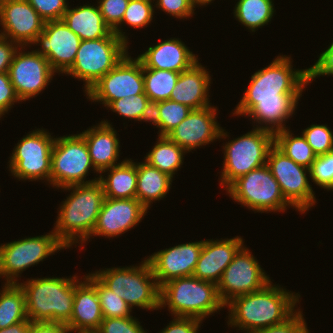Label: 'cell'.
<instances>
[{
	"label": "cell",
	"instance_id": "cell-21",
	"mask_svg": "<svg viewBox=\"0 0 333 333\" xmlns=\"http://www.w3.org/2000/svg\"><path fill=\"white\" fill-rule=\"evenodd\" d=\"M148 209L136 198L112 199L105 197L98 215L95 228L89 237H118L143 220Z\"/></svg>",
	"mask_w": 333,
	"mask_h": 333
},
{
	"label": "cell",
	"instance_id": "cell-13",
	"mask_svg": "<svg viewBox=\"0 0 333 333\" xmlns=\"http://www.w3.org/2000/svg\"><path fill=\"white\" fill-rule=\"evenodd\" d=\"M267 166L279 183L283 196L296 211L303 214L315 206V192L307 177H310V169L294 162L275 144L269 150Z\"/></svg>",
	"mask_w": 333,
	"mask_h": 333
},
{
	"label": "cell",
	"instance_id": "cell-42",
	"mask_svg": "<svg viewBox=\"0 0 333 333\" xmlns=\"http://www.w3.org/2000/svg\"><path fill=\"white\" fill-rule=\"evenodd\" d=\"M101 333H148L137 318H104L98 329Z\"/></svg>",
	"mask_w": 333,
	"mask_h": 333
},
{
	"label": "cell",
	"instance_id": "cell-27",
	"mask_svg": "<svg viewBox=\"0 0 333 333\" xmlns=\"http://www.w3.org/2000/svg\"><path fill=\"white\" fill-rule=\"evenodd\" d=\"M62 20L81 40L108 37L113 31L104 22L96 4H84L72 8L69 6Z\"/></svg>",
	"mask_w": 333,
	"mask_h": 333
},
{
	"label": "cell",
	"instance_id": "cell-38",
	"mask_svg": "<svg viewBox=\"0 0 333 333\" xmlns=\"http://www.w3.org/2000/svg\"><path fill=\"white\" fill-rule=\"evenodd\" d=\"M301 132L316 156H322L333 151V132L326 124L312 123Z\"/></svg>",
	"mask_w": 333,
	"mask_h": 333
},
{
	"label": "cell",
	"instance_id": "cell-19",
	"mask_svg": "<svg viewBox=\"0 0 333 333\" xmlns=\"http://www.w3.org/2000/svg\"><path fill=\"white\" fill-rule=\"evenodd\" d=\"M45 22L27 0H0V35L19 46L30 47Z\"/></svg>",
	"mask_w": 333,
	"mask_h": 333
},
{
	"label": "cell",
	"instance_id": "cell-4",
	"mask_svg": "<svg viewBox=\"0 0 333 333\" xmlns=\"http://www.w3.org/2000/svg\"><path fill=\"white\" fill-rule=\"evenodd\" d=\"M25 294L26 314L31 322L66 325L71 318L75 294V275L31 278L18 283Z\"/></svg>",
	"mask_w": 333,
	"mask_h": 333
},
{
	"label": "cell",
	"instance_id": "cell-43",
	"mask_svg": "<svg viewBox=\"0 0 333 333\" xmlns=\"http://www.w3.org/2000/svg\"><path fill=\"white\" fill-rule=\"evenodd\" d=\"M44 21L62 20L68 9L67 0H27Z\"/></svg>",
	"mask_w": 333,
	"mask_h": 333
},
{
	"label": "cell",
	"instance_id": "cell-33",
	"mask_svg": "<svg viewBox=\"0 0 333 333\" xmlns=\"http://www.w3.org/2000/svg\"><path fill=\"white\" fill-rule=\"evenodd\" d=\"M291 132L290 128L275 131L274 144L294 162L310 169L317 156L303 134L295 136Z\"/></svg>",
	"mask_w": 333,
	"mask_h": 333
},
{
	"label": "cell",
	"instance_id": "cell-50",
	"mask_svg": "<svg viewBox=\"0 0 333 333\" xmlns=\"http://www.w3.org/2000/svg\"><path fill=\"white\" fill-rule=\"evenodd\" d=\"M29 333H70L64 324L53 322H32Z\"/></svg>",
	"mask_w": 333,
	"mask_h": 333
},
{
	"label": "cell",
	"instance_id": "cell-34",
	"mask_svg": "<svg viewBox=\"0 0 333 333\" xmlns=\"http://www.w3.org/2000/svg\"><path fill=\"white\" fill-rule=\"evenodd\" d=\"M179 75L175 71L143 68L144 92L149 100L160 102L170 99Z\"/></svg>",
	"mask_w": 333,
	"mask_h": 333
},
{
	"label": "cell",
	"instance_id": "cell-3",
	"mask_svg": "<svg viewBox=\"0 0 333 333\" xmlns=\"http://www.w3.org/2000/svg\"><path fill=\"white\" fill-rule=\"evenodd\" d=\"M60 189L71 192L59 205L53 232L67 249L77 243L83 247L95 228L105 198L103 186L98 180Z\"/></svg>",
	"mask_w": 333,
	"mask_h": 333
},
{
	"label": "cell",
	"instance_id": "cell-26",
	"mask_svg": "<svg viewBox=\"0 0 333 333\" xmlns=\"http://www.w3.org/2000/svg\"><path fill=\"white\" fill-rule=\"evenodd\" d=\"M75 275V294L70 321L65 325L70 333L99 329L104 317L96 288L83 276ZM83 280V281H82Z\"/></svg>",
	"mask_w": 333,
	"mask_h": 333
},
{
	"label": "cell",
	"instance_id": "cell-30",
	"mask_svg": "<svg viewBox=\"0 0 333 333\" xmlns=\"http://www.w3.org/2000/svg\"><path fill=\"white\" fill-rule=\"evenodd\" d=\"M157 139L152 150L144 156V161L174 178L181 169L187 152L167 136H158Z\"/></svg>",
	"mask_w": 333,
	"mask_h": 333
},
{
	"label": "cell",
	"instance_id": "cell-53",
	"mask_svg": "<svg viewBox=\"0 0 333 333\" xmlns=\"http://www.w3.org/2000/svg\"><path fill=\"white\" fill-rule=\"evenodd\" d=\"M196 6H206V5H209L210 3H212L214 0H192Z\"/></svg>",
	"mask_w": 333,
	"mask_h": 333
},
{
	"label": "cell",
	"instance_id": "cell-41",
	"mask_svg": "<svg viewBox=\"0 0 333 333\" xmlns=\"http://www.w3.org/2000/svg\"><path fill=\"white\" fill-rule=\"evenodd\" d=\"M129 0H98L97 5L106 25L114 31L122 22Z\"/></svg>",
	"mask_w": 333,
	"mask_h": 333
},
{
	"label": "cell",
	"instance_id": "cell-14",
	"mask_svg": "<svg viewBox=\"0 0 333 333\" xmlns=\"http://www.w3.org/2000/svg\"><path fill=\"white\" fill-rule=\"evenodd\" d=\"M144 92L143 65L140 60L124 58L108 73L101 77L86 93L87 99L108 107L113 101Z\"/></svg>",
	"mask_w": 333,
	"mask_h": 333
},
{
	"label": "cell",
	"instance_id": "cell-46",
	"mask_svg": "<svg viewBox=\"0 0 333 333\" xmlns=\"http://www.w3.org/2000/svg\"><path fill=\"white\" fill-rule=\"evenodd\" d=\"M17 102L21 101L11 84L8 72L0 73V120Z\"/></svg>",
	"mask_w": 333,
	"mask_h": 333
},
{
	"label": "cell",
	"instance_id": "cell-29",
	"mask_svg": "<svg viewBox=\"0 0 333 333\" xmlns=\"http://www.w3.org/2000/svg\"><path fill=\"white\" fill-rule=\"evenodd\" d=\"M173 178L147 162H137L136 199L147 209L169 193Z\"/></svg>",
	"mask_w": 333,
	"mask_h": 333
},
{
	"label": "cell",
	"instance_id": "cell-16",
	"mask_svg": "<svg viewBox=\"0 0 333 333\" xmlns=\"http://www.w3.org/2000/svg\"><path fill=\"white\" fill-rule=\"evenodd\" d=\"M24 49L26 46L18 48L8 70L11 84L21 102L37 97L56 73L45 56L35 50Z\"/></svg>",
	"mask_w": 333,
	"mask_h": 333
},
{
	"label": "cell",
	"instance_id": "cell-47",
	"mask_svg": "<svg viewBox=\"0 0 333 333\" xmlns=\"http://www.w3.org/2000/svg\"><path fill=\"white\" fill-rule=\"evenodd\" d=\"M333 76V42L321 52L318 60L309 68L310 82L320 76Z\"/></svg>",
	"mask_w": 333,
	"mask_h": 333
},
{
	"label": "cell",
	"instance_id": "cell-40",
	"mask_svg": "<svg viewBox=\"0 0 333 333\" xmlns=\"http://www.w3.org/2000/svg\"><path fill=\"white\" fill-rule=\"evenodd\" d=\"M317 186L333 191V151L317 156L310 168V178Z\"/></svg>",
	"mask_w": 333,
	"mask_h": 333
},
{
	"label": "cell",
	"instance_id": "cell-51",
	"mask_svg": "<svg viewBox=\"0 0 333 333\" xmlns=\"http://www.w3.org/2000/svg\"><path fill=\"white\" fill-rule=\"evenodd\" d=\"M159 102L154 100H149L146 104L145 109L140 117V122H150L152 125L156 126L159 130Z\"/></svg>",
	"mask_w": 333,
	"mask_h": 333
},
{
	"label": "cell",
	"instance_id": "cell-15",
	"mask_svg": "<svg viewBox=\"0 0 333 333\" xmlns=\"http://www.w3.org/2000/svg\"><path fill=\"white\" fill-rule=\"evenodd\" d=\"M269 282V275H266L249 248L243 245L224 270L217 283V289L221 301L226 306L234 298L261 290Z\"/></svg>",
	"mask_w": 333,
	"mask_h": 333
},
{
	"label": "cell",
	"instance_id": "cell-31",
	"mask_svg": "<svg viewBox=\"0 0 333 333\" xmlns=\"http://www.w3.org/2000/svg\"><path fill=\"white\" fill-rule=\"evenodd\" d=\"M274 0H238L234 18L250 32L268 25L275 13Z\"/></svg>",
	"mask_w": 333,
	"mask_h": 333
},
{
	"label": "cell",
	"instance_id": "cell-6",
	"mask_svg": "<svg viewBox=\"0 0 333 333\" xmlns=\"http://www.w3.org/2000/svg\"><path fill=\"white\" fill-rule=\"evenodd\" d=\"M138 265L105 268L92 273L130 308L159 310L160 287L146 256Z\"/></svg>",
	"mask_w": 333,
	"mask_h": 333
},
{
	"label": "cell",
	"instance_id": "cell-22",
	"mask_svg": "<svg viewBox=\"0 0 333 333\" xmlns=\"http://www.w3.org/2000/svg\"><path fill=\"white\" fill-rule=\"evenodd\" d=\"M243 237L205 239L193 276L217 284L235 254L244 245Z\"/></svg>",
	"mask_w": 333,
	"mask_h": 333
},
{
	"label": "cell",
	"instance_id": "cell-54",
	"mask_svg": "<svg viewBox=\"0 0 333 333\" xmlns=\"http://www.w3.org/2000/svg\"><path fill=\"white\" fill-rule=\"evenodd\" d=\"M76 333H101L98 329L79 330Z\"/></svg>",
	"mask_w": 333,
	"mask_h": 333
},
{
	"label": "cell",
	"instance_id": "cell-36",
	"mask_svg": "<svg viewBox=\"0 0 333 333\" xmlns=\"http://www.w3.org/2000/svg\"><path fill=\"white\" fill-rule=\"evenodd\" d=\"M153 4L154 2L151 0H129L122 22L113 32L129 44L128 36L125 35L126 33L123 32L121 26L127 24L134 29L148 27L153 20L155 12Z\"/></svg>",
	"mask_w": 333,
	"mask_h": 333
},
{
	"label": "cell",
	"instance_id": "cell-5",
	"mask_svg": "<svg viewBox=\"0 0 333 333\" xmlns=\"http://www.w3.org/2000/svg\"><path fill=\"white\" fill-rule=\"evenodd\" d=\"M168 307L172 316L204 320L225 308L217 284L195 276L180 277L160 287V310Z\"/></svg>",
	"mask_w": 333,
	"mask_h": 333
},
{
	"label": "cell",
	"instance_id": "cell-23",
	"mask_svg": "<svg viewBox=\"0 0 333 333\" xmlns=\"http://www.w3.org/2000/svg\"><path fill=\"white\" fill-rule=\"evenodd\" d=\"M147 49L137 57L143 68L181 73L199 60L180 38H170Z\"/></svg>",
	"mask_w": 333,
	"mask_h": 333
},
{
	"label": "cell",
	"instance_id": "cell-12",
	"mask_svg": "<svg viewBox=\"0 0 333 333\" xmlns=\"http://www.w3.org/2000/svg\"><path fill=\"white\" fill-rule=\"evenodd\" d=\"M67 249L52 231L0 244V278L4 283H19L21 273L44 261L48 256Z\"/></svg>",
	"mask_w": 333,
	"mask_h": 333
},
{
	"label": "cell",
	"instance_id": "cell-39",
	"mask_svg": "<svg viewBox=\"0 0 333 333\" xmlns=\"http://www.w3.org/2000/svg\"><path fill=\"white\" fill-rule=\"evenodd\" d=\"M149 98L145 93L139 95H132L127 98H120L113 101L107 109L117 113L123 118L139 121L143 110L148 103Z\"/></svg>",
	"mask_w": 333,
	"mask_h": 333
},
{
	"label": "cell",
	"instance_id": "cell-24",
	"mask_svg": "<svg viewBox=\"0 0 333 333\" xmlns=\"http://www.w3.org/2000/svg\"><path fill=\"white\" fill-rule=\"evenodd\" d=\"M79 134L85 139L91 162L99 173L122 163L117 162L121 151L118 134L108 120H101Z\"/></svg>",
	"mask_w": 333,
	"mask_h": 333
},
{
	"label": "cell",
	"instance_id": "cell-28",
	"mask_svg": "<svg viewBox=\"0 0 333 333\" xmlns=\"http://www.w3.org/2000/svg\"><path fill=\"white\" fill-rule=\"evenodd\" d=\"M105 172L108 174L107 176H105ZM99 181L103 186L104 197L112 199L136 198L137 163L132 159H123L121 164L103 170L99 175Z\"/></svg>",
	"mask_w": 333,
	"mask_h": 333
},
{
	"label": "cell",
	"instance_id": "cell-32",
	"mask_svg": "<svg viewBox=\"0 0 333 333\" xmlns=\"http://www.w3.org/2000/svg\"><path fill=\"white\" fill-rule=\"evenodd\" d=\"M0 290V329L29 320L25 294L19 284L4 283Z\"/></svg>",
	"mask_w": 333,
	"mask_h": 333
},
{
	"label": "cell",
	"instance_id": "cell-10",
	"mask_svg": "<svg viewBox=\"0 0 333 333\" xmlns=\"http://www.w3.org/2000/svg\"><path fill=\"white\" fill-rule=\"evenodd\" d=\"M100 174L93 166L85 139L80 134L56 137L52 148L50 185L60 189L66 186L88 184L89 171Z\"/></svg>",
	"mask_w": 333,
	"mask_h": 333
},
{
	"label": "cell",
	"instance_id": "cell-35",
	"mask_svg": "<svg viewBox=\"0 0 333 333\" xmlns=\"http://www.w3.org/2000/svg\"><path fill=\"white\" fill-rule=\"evenodd\" d=\"M85 278L96 288L104 318H125L132 316L130 308L124 299L107 288L92 272Z\"/></svg>",
	"mask_w": 333,
	"mask_h": 333
},
{
	"label": "cell",
	"instance_id": "cell-1",
	"mask_svg": "<svg viewBox=\"0 0 333 333\" xmlns=\"http://www.w3.org/2000/svg\"><path fill=\"white\" fill-rule=\"evenodd\" d=\"M291 60L290 56L278 55L267 67L252 74L233 115L248 116L256 123L253 127L273 132L288 128L286 122L295 113L303 90L311 83L309 68L294 69Z\"/></svg>",
	"mask_w": 333,
	"mask_h": 333
},
{
	"label": "cell",
	"instance_id": "cell-8",
	"mask_svg": "<svg viewBox=\"0 0 333 333\" xmlns=\"http://www.w3.org/2000/svg\"><path fill=\"white\" fill-rule=\"evenodd\" d=\"M128 45L114 32L108 37L82 40L73 65L64 74L83 80L86 93L124 58Z\"/></svg>",
	"mask_w": 333,
	"mask_h": 333
},
{
	"label": "cell",
	"instance_id": "cell-17",
	"mask_svg": "<svg viewBox=\"0 0 333 333\" xmlns=\"http://www.w3.org/2000/svg\"><path fill=\"white\" fill-rule=\"evenodd\" d=\"M217 106L192 110L177 127L167 135L187 153L213 143L217 139L229 137L217 121Z\"/></svg>",
	"mask_w": 333,
	"mask_h": 333
},
{
	"label": "cell",
	"instance_id": "cell-48",
	"mask_svg": "<svg viewBox=\"0 0 333 333\" xmlns=\"http://www.w3.org/2000/svg\"><path fill=\"white\" fill-rule=\"evenodd\" d=\"M202 323V320L196 318L174 316L159 333H199Z\"/></svg>",
	"mask_w": 333,
	"mask_h": 333
},
{
	"label": "cell",
	"instance_id": "cell-7",
	"mask_svg": "<svg viewBox=\"0 0 333 333\" xmlns=\"http://www.w3.org/2000/svg\"><path fill=\"white\" fill-rule=\"evenodd\" d=\"M274 145V132L253 127L246 134L223 143L224 162L219 176L226 190L239 177L267 164L269 150Z\"/></svg>",
	"mask_w": 333,
	"mask_h": 333
},
{
	"label": "cell",
	"instance_id": "cell-37",
	"mask_svg": "<svg viewBox=\"0 0 333 333\" xmlns=\"http://www.w3.org/2000/svg\"><path fill=\"white\" fill-rule=\"evenodd\" d=\"M192 111L186 105L170 99L159 102V131L158 136H167L172 129L184 120Z\"/></svg>",
	"mask_w": 333,
	"mask_h": 333
},
{
	"label": "cell",
	"instance_id": "cell-9",
	"mask_svg": "<svg viewBox=\"0 0 333 333\" xmlns=\"http://www.w3.org/2000/svg\"><path fill=\"white\" fill-rule=\"evenodd\" d=\"M226 192L232 200L256 213H284L293 207L283 196L267 164L239 177Z\"/></svg>",
	"mask_w": 333,
	"mask_h": 333
},
{
	"label": "cell",
	"instance_id": "cell-20",
	"mask_svg": "<svg viewBox=\"0 0 333 333\" xmlns=\"http://www.w3.org/2000/svg\"><path fill=\"white\" fill-rule=\"evenodd\" d=\"M203 242L178 244L147 256L159 287L176 278L193 276Z\"/></svg>",
	"mask_w": 333,
	"mask_h": 333
},
{
	"label": "cell",
	"instance_id": "cell-25",
	"mask_svg": "<svg viewBox=\"0 0 333 333\" xmlns=\"http://www.w3.org/2000/svg\"><path fill=\"white\" fill-rule=\"evenodd\" d=\"M212 78L199 60L180 73L171 92L170 100L188 106L192 110L211 106L209 90Z\"/></svg>",
	"mask_w": 333,
	"mask_h": 333
},
{
	"label": "cell",
	"instance_id": "cell-44",
	"mask_svg": "<svg viewBox=\"0 0 333 333\" xmlns=\"http://www.w3.org/2000/svg\"><path fill=\"white\" fill-rule=\"evenodd\" d=\"M154 6L178 19H189L195 14L196 4L192 0H156Z\"/></svg>",
	"mask_w": 333,
	"mask_h": 333
},
{
	"label": "cell",
	"instance_id": "cell-2",
	"mask_svg": "<svg viewBox=\"0 0 333 333\" xmlns=\"http://www.w3.org/2000/svg\"><path fill=\"white\" fill-rule=\"evenodd\" d=\"M300 294L269 282L261 290L238 296L225 307L228 310V326L244 333L279 325L291 318L298 310ZM297 308V309H296Z\"/></svg>",
	"mask_w": 333,
	"mask_h": 333
},
{
	"label": "cell",
	"instance_id": "cell-52",
	"mask_svg": "<svg viewBox=\"0 0 333 333\" xmlns=\"http://www.w3.org/2000/svg\"><path fill=\"white\" fill-rule=\"evenodd\" d=\"M31 324L32 322L30 320L18 322L9 327L0 329V333H29Z\"/></svg>",
	"mask_w": 333,
	"mask_h": 333
},
{
	"label": "cell",
	"instance_id": "cell-11",
	"mask_svg": "<svg viewBox=\"0 0 333 333\" xmlns=\"http://www.w3.org/2000/svg\"><path fill=\"white\" fill-rule=\"evenodd\" d=\"M54 142L55 137L44 128L27 133L13 148L9 157L8 166L12 176L19 181L45 180L49 185Z\"/></svg>",
	"mask_w": 333,
	"mask_h": 333
},
{
	"label": "cell",
	"instance_id": "cell-49",
	"mask_svg": "<svg viewBox=\"0 0 333 333\" xmlns=\"http://www.w3.org/2000/svg\"><path fill=\"white\" fill-rule=\"evenodd\" d=\"M20 46L0 35V73L8 72L15 52Z\"/></svg>",
	"mask_w": 333,
	"mask_h": 333
},
{
	"label": "cell",
	"instance_id": "cell-18",
	"mask_svg": "<svg viewBox=\"0 0 333 333\" xmlns=\"http://www.w3.org/2000/svg\"><path fill=\"white\" fill-rule=\"evenodd\" d=\"M81 41L63 20H55L45 22L31 46H41L35 51L48 59L56 73L64 74L73 65Z\"/></svg>",
	"mask_w": 333,
	"mask_h": 333
},
{
	"label": "cell",
	"instance_id": "cell-45",
	"mask_svg": "<svg viewBox=\"0 0 333 333\" xmlns=\"http://www.w3.org/2000/svg\"><path fill=\"white\" fill-rule=\"evenodd\" d=\"M303 316L302 310L299 309L284 323L258 330L255 333H310Z\"/></svg>",
	"mask_w": 333,
	"mask_h": 333
}]
</instances>
